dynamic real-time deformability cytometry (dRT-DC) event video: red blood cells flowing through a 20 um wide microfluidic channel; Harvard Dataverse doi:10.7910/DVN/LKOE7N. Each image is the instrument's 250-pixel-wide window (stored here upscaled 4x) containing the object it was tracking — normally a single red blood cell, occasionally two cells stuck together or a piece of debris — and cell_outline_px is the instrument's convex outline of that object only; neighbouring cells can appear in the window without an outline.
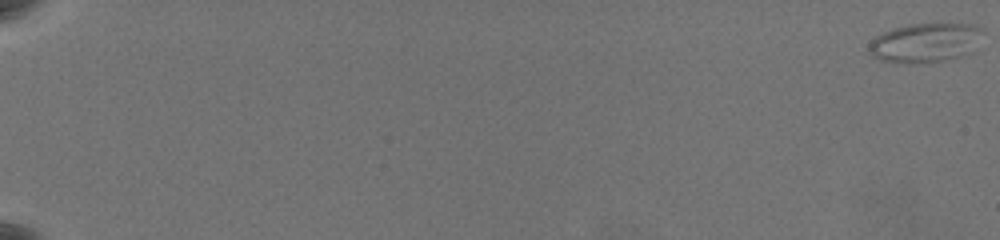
{"species": "common noctule bat (a hibernating species)", "species_latin": "Nyctalus noctula", "temperature_condition": "warm", "stored_images_in_passage": 65, "camera_frame_rate_fps": 3000, "um_per_image_px": 0.085, "animal": {"sex": "female", "body_mass_g": 19.5, "forearm_length_mm": 54.1}, "frame": {"image": 1, "passage_image": 1, "time_ms": 0.0, "image_size_px": [1000, 240], "cell_outline_px": [[984, 32], [972, 52], [940, 60], [880, 60], [872, 56], [868, 52], [868, 44], [876, 36], [884, 32], [908, 24], [972, 24], [980, 28]], "centroid_in_image_um": [78.66, 3.57], "position_along_channel_um": 6.3, "area_um2": 24.91}}
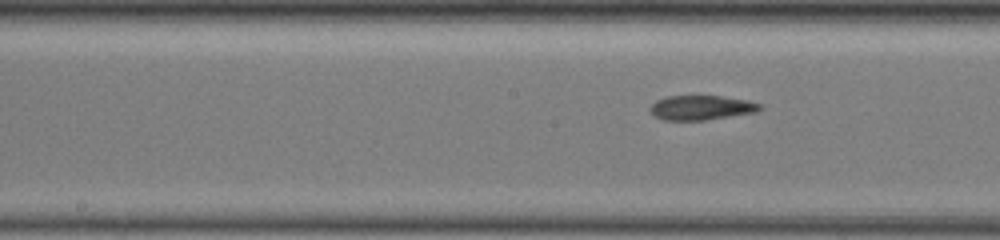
{"frame": {"image": 2, "passage_image": 38, "time_ms": 12.333, "image_size_px": [1000, 240], "cell_outline_px": [[764, 108], [756, 112], [704, 120], [664, 120], [656, 116], [648, 108], [656, 100], [668, 96], [720, 96], [748, 100], [760, 104]], "centroid_in_image_um": [59.62, 9.14], "position_along_channel_um": 188.6, "area_um2": 15.61}}
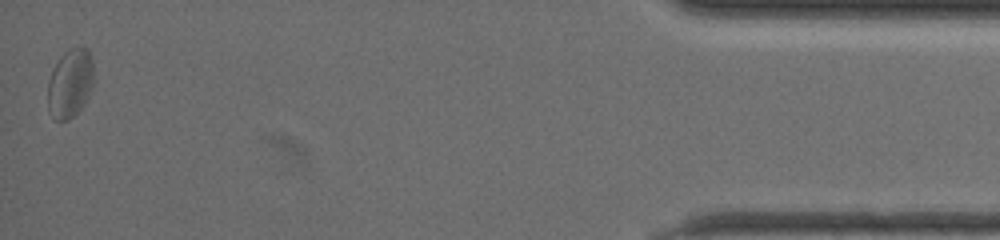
{"frame": {"image": 3, "passage_image": 65, "time_ms": 21.333, "image_size_px": [1000, 240], "cell_outline_px": [[96, 80], [84, 104], [68, 120], [56, 120], [48, 112], [48, 80], [60, 56], [68, 48], [88, 48], [92, 60]], "centroid_in_image_um": [5.99, 7.07], "position_along_channel_um": 429.2, "area_um2": 18.61}, "authors_computed_cell_mechanics": {"area_um2": 16.9932, "velocity_mm_per_s": 3.477, "shape_relaxation_time_tau1_ms": null, "shape_relaxation_time_tau2_ms": 3.4766, "deformation_change_tau1": null, "deformation_change_tau2": 0.1172}}